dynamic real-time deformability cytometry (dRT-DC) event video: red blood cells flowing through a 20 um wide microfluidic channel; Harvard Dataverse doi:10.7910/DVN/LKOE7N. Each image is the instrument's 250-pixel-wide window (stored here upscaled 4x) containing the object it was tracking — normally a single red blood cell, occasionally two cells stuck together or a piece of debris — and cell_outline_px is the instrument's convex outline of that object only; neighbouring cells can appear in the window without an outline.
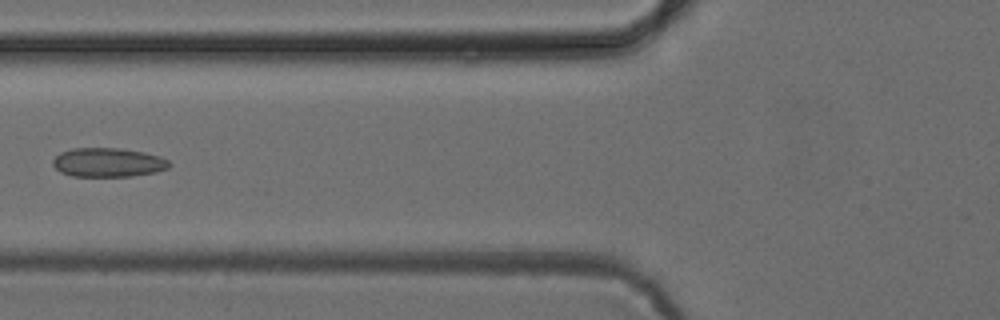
{"species": "common noctule bat (a hibernating species)", "species_latin": "Nyctalus noctula", "temperature_condition": "cold", "stored_images_in_passage": 5, "camera_frame_rate_fps": 3000, "um_per_image_px": 0.085, "animal": {"sex": "female", "body_mass_g": 24.6, "forearm_length_mm": 56.2}, "frame": {"image": 1, "passage_image": 5, "time_ms": 5.667, "image_size_px": [1000, 320], "cell_outline_px": [[172, 164], [168, 168], [156, 172], [132, 176], [72, 176], [60, 172], [52, 164], [52, 160], [60, 152], [72, 148], [120, 148], [144, 152], [160, 156], [168, 160]], "centroid_in_image_um": [9.19, 13.8], "position_along_channel_um": 116.6, "area_um2": 19.83}}